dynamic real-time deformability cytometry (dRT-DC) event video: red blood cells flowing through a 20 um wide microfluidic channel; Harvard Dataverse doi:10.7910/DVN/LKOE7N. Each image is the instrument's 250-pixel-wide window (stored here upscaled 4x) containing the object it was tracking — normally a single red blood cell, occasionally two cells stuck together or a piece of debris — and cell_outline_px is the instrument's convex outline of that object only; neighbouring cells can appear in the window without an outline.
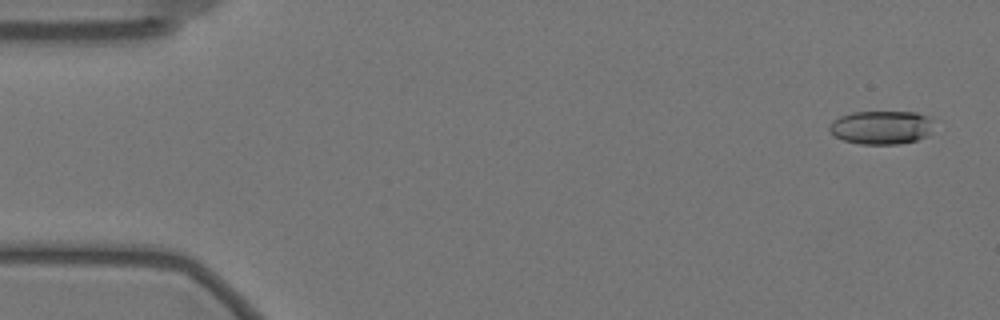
{"species": "Egyptian fruit bat (a non-hibernating species)", "species_latin": "Rousettus aegyptiacus", "temperature_condition": "warm", "stored_images_in_passage": 58, "camera_frame_rate_fps": 3000, "um_per_image_px": 0.085, "animal": {"sex": "female"}, "frame": {"image": 1, "passage_image": 3, "time_ms": 0.667, "image_size_px": [1000, 320], "cell_outline_px": [[932, 120], [928, 136], [916, 140], [900, 144], [860, 144], [844, 140], [836, 136], [828, 128], [832, 120], [840, 116], [852, 112], [916, 112], [928, 116]], "centroid_in_image_um": [74.9, 10.83], "position_along_channel_um": 10.1, "area_um2": 20.35}}
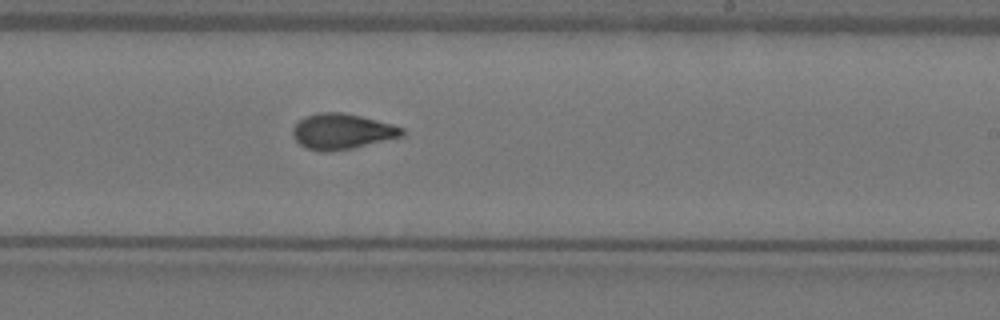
{"frame": {"image": 2, "passage_image": 35, "time_ms": 11.333, "image_size_px": [1000, 320], "cell_outline_px": [[404, 136], [352, 148], [328, 152], [320, 152], [308, 148], [300, 144], [292, 136], [292, 128], [304, 116], [320, 112], [340, 112], [360, 116], [392, 124], [404, 128]], "centroid_in_image_um": [29.06, 11.17], "position_along_channel_um": 259.9, "area_um2": 22.6}}
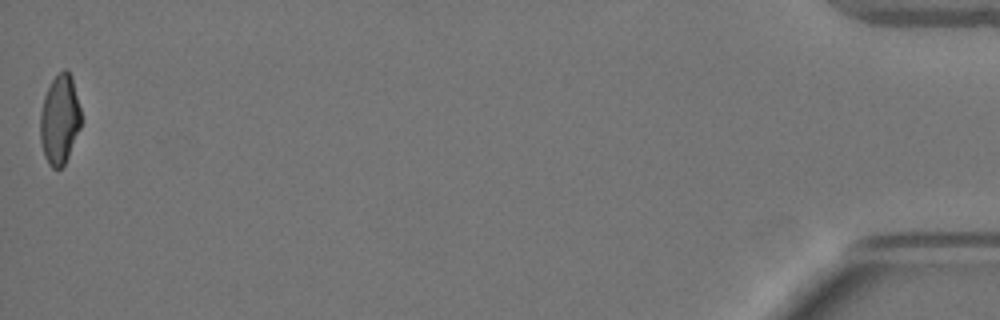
{"frame": {"image": 3, "passage_image": 58, "time_ms": 19.0, "image_size_px": [1000, 320], "cell_outline_px": [[84, 120], [68, 156], [64, 164], [60, 168], [52, 168], [48, 164], [44, 156], [40, 140], [40, 112], [44, 96], [52, 80], [64, 68], [72, 76]], "centroid_in_image_um": [5.09, 10.16], "position_along_channel_um": 430.1, "area_um2": 21.62}, "authors_computed_cell_mechanics": {"area_um2": 21.964, "velocity_mm_per_s": 3.5114, "shape_relaxation_time_tau1_ms": 9.658, "shape_relaxation_time_tau2_ms": 2.1516, "deformation_change_tau1": 0.2533, "deformation_change_tau2": 0.0848}}